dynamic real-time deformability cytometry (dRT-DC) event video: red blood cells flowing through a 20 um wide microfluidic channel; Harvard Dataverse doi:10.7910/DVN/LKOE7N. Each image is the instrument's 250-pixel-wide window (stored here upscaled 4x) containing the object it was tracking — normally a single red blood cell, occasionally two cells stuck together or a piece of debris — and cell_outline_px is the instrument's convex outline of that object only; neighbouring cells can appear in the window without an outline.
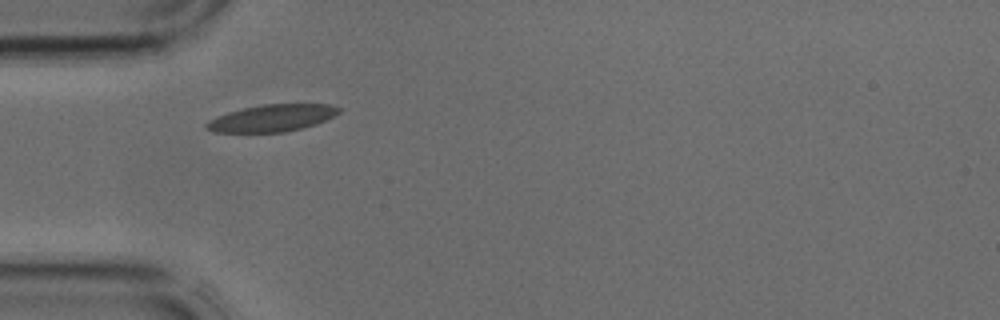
{"species": "common noctule bat (a hibernating species)", "species_latin": "Nyctalus noctula", "temperature_condition": "cold", "stored_images_in_passage": 2, "camera_frame_rate_fps": 3000, "um_per_image_px": 0.085, "animal": {"sex": "male", "body_mass_g": 17.9, "forearm_length_mm": 54.2}, "frame": {"image": 1, "passage_image": 1, "time_ms": 0.0, "image_size_px": [1000, 320], "cell_outline_px": [[340, 112], [316, 124], [284, 132], [212, 132], [204, 128], [204, 124], [208, 120], [216, 116], [228, 112], [244, 108], [264, 104], [328, 104], [340, 108]], "centroid_in_image_um": [23.05, 10.04], "position_along_channel_um": 61.9, "area_um2": 20.69}}